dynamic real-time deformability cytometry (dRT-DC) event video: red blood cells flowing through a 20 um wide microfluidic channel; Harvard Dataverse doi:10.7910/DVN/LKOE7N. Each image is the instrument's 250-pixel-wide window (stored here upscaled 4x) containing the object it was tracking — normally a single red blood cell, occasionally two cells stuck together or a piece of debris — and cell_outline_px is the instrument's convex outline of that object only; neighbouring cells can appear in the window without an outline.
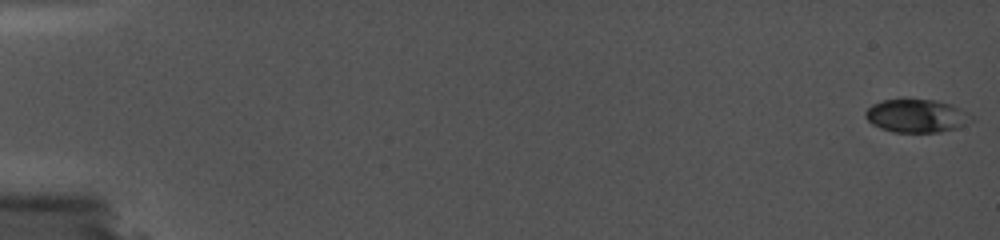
{"species": "common noctule bat (a hibernating species)", "species_latin": "Nyctalus noctula", "temperature_condition": "cold", "stored_images_in_passage": 72, "camera_frame_rate_fps": 5000, "um_per_image_px": 0.085, "animal": {"sex": "female", "body_mass_g": 19.0, "forearm_length_mm": 56.7}, "frame": {"image": 1, "passage_image": 1, "time_ms": 0.0, "image_size_px": [1000, 240], "cell_outline_px": [[972, 120], [956, 128], [940, 132], [892, 132], [880, 128], [872, 124], [864, 116], [864, 112], [872, 104], [884, 100], [936, 100], [952, 104], [968, 112], [972, 116]], "centroid_in_image_um": [77.89, 9.85], "position_along_channel_um": 7.1, "area_um2": 20.4}}
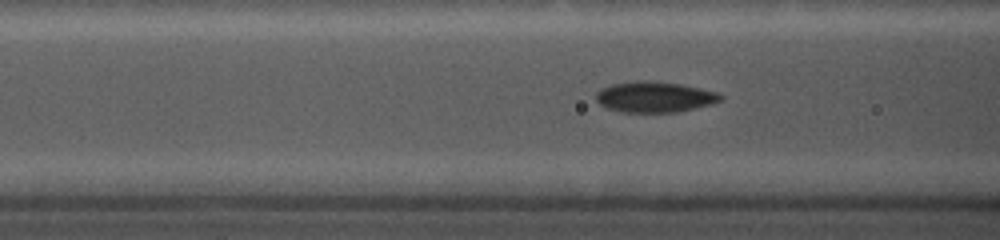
{"frame": {"image": 2, "passage_image": 39, "time_ms": 7.6, "image_size_px": [1000, 240], "cell_outline_px": [[724, 100], [712, 104], [696, 108], [676, 112], [620, 112], [608, 108], [600, 104], [596, 100], [596, 92], [600, 88], [612, 84], [636, 80], [648, 80], [680, 84], [700, 88], [716, 92], [724, 96]], "centroid_in_image_um": [55.65, 8.24], "position_along_channel_um": 111.0, "area_um2": 22.48}}
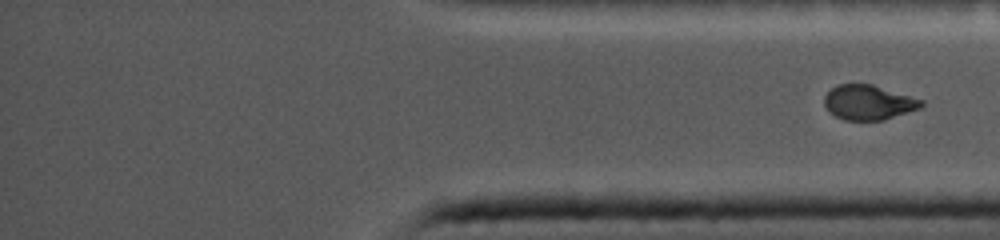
{"frame": {"image": 3, "passage_image": 72, "time_ms": 14.2, "image_size_px": [1000, 240], "cell_outline_px": [[924, 104], [920, 108], [884, 120], [844, 120], [828, 112], [824, 104], [824, 96], [832, 88], [840, 84], [872, 84], [924, 100]], "centroid_in_image_um": [73.82, 8.71], "position_along_channel_um": 361.4, "area_um2": 19.65}}